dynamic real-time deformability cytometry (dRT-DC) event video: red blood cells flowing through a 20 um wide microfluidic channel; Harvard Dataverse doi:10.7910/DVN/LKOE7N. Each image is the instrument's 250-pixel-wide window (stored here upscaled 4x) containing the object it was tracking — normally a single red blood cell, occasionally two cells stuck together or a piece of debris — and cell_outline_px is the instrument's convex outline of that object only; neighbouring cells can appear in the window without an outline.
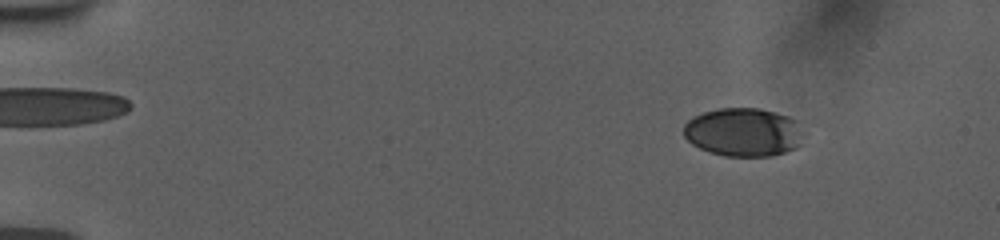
{"species": "human", "species_latin": "Homo sapiens", "temperature_condition": "room temperature", "stored_images_in_passage": 55, "camera_frame_rate_fps": 3000, "um_per_image_px": 0.085, "donor": {"sex": "female"}, "frame": {"image": 1, "passage_image": 7, "time_ms": 2.0, "image_size_px": [1000, 240], "cell_outline_px": [[804, 132], [800, 144], [796, 148], [772, 156], [724, 156], [700, 148], [692, 144], [684, 136], [684, 124], [692, 116], [704, 112], [720, 108], [760, 108], [776, 112], [788, 116], [796, 120]], "centroid_in_image_um": [63.21, 11.23], "position_along_channel_um": 21.8, "area_um2": 34.1}}
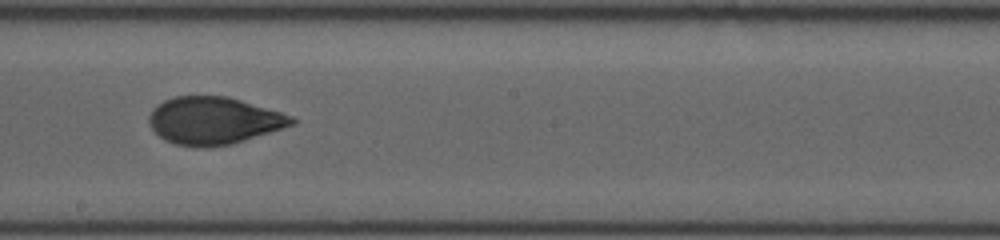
{"frame": {"image": 2, "passage_image": 33, "time_ms": 10.667, "image_size_px": [1000, 240], "cell_outline_px": [[296, 124], [232, 144], [176, 144], [164, 140], [148, 124], [148, 116], [152, 108], [156, 104], [164, 100], [176, 96], [228, 96], [280, 112], [292, 116], [296, 120]], "centroid_in_image_um": [18.16, 10.21], "position_along_channel_um": 230.0, "area_um2": 38.67}}
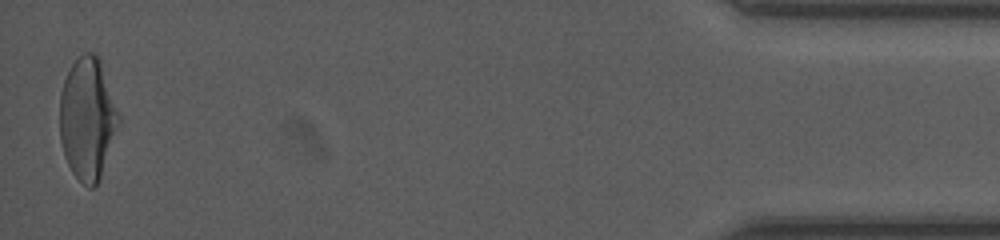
{"frame": {"image": 3, "passage_image": 55, "time_ms": 18.0, "image_size_px": [1000, 240], "cell_outline_px": [[120, 120], [100, 180], [92, 188], [88, 188], [72, 172], [64, 156], [60, 140], [60, 92], [64, 80], [72, 64], [84, 52], [96, 52], [100, 56], [120, 112]], "centroid_in_image_um": [7.46, 10.04], "position_along_channel_um": 427.7, "area_um2": 42.43}, "authors_computed_cell_mechanics": {"area_um2": 39.0728, "velocity_mm_per_s": 3.7669, "shape_relaxation_time_tau1_ms": 4.2517, "shape_relaxation_time_tau2_ms": 0.9218, "deformation_change_tau1": 0.1657, "deformation_change_tau2": 0.0549}}